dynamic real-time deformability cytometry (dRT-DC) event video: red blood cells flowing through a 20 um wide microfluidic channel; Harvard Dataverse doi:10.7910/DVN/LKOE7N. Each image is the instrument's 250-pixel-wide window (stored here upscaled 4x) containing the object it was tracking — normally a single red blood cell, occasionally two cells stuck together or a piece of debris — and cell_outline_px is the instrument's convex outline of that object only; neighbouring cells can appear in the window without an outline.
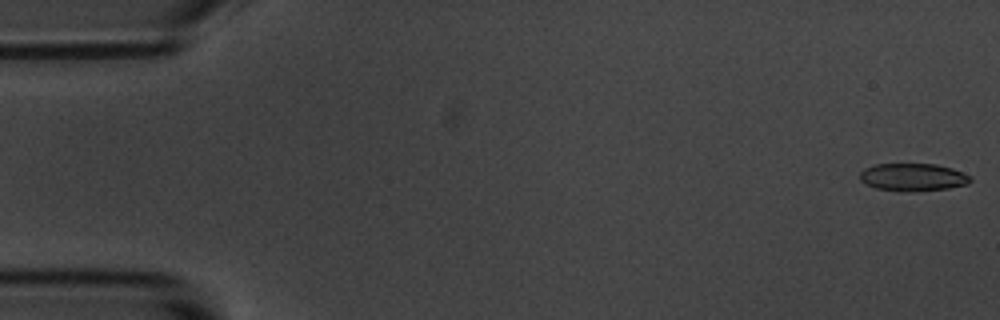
{"species": "common noctule bat (a hibernating species)", "species_latin": "Nyctalus noctula", "temperature_condition": "room temperature", "stored_images_in_passage": 5, "camera_frame_rate_fps": 3000, "um_per_image_px": 0.085, "animal": {"sex": "male", "body_mass_g": 20.1, "forearm_length_mm": 53.5}, "frame": {"image": 1, "passage_image": 1, "time_ms": 0.0, "image_size_px": [1000, 320], "cell_outline_px": [[972, 180], [968, 184], [948, 188], [876, 188], [860, 180], [860, 172], [864, 168], [872, 164], [936, 164], [952, 168], [972, 176]], "centroid_in_image_um": [77.63, 14.99], "position_along_channel_um": 7.4, "area_um2": 16.82}}
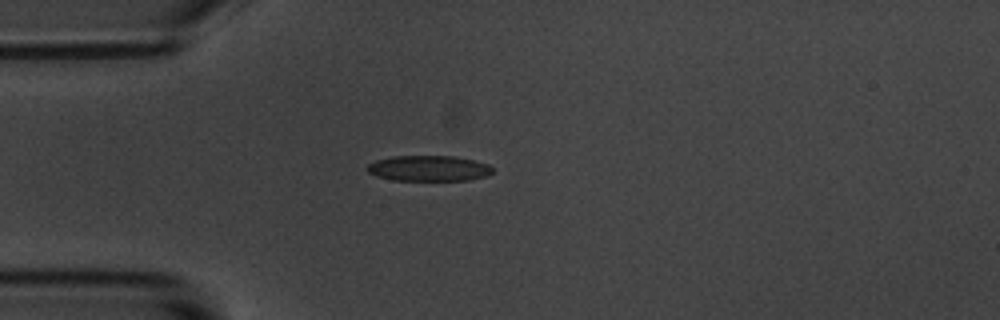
{"frame": {"image": 2, "passage_image": 5, "time_ms": 4.667, "image_size_px": [1000, 320], "cell_outline_px": [[492, 172], [488, 176], [468, 180], [392, 180], [376, 176], [368, 172], [364, 168], [368, 164], [376, 160], [392, 156], [456, 156], [488, 164], [492, 168]], "centroid_in_image_um": [36.41, 14.31], "position_along_channel_um": 48.6, "area_um2": 18.79}}